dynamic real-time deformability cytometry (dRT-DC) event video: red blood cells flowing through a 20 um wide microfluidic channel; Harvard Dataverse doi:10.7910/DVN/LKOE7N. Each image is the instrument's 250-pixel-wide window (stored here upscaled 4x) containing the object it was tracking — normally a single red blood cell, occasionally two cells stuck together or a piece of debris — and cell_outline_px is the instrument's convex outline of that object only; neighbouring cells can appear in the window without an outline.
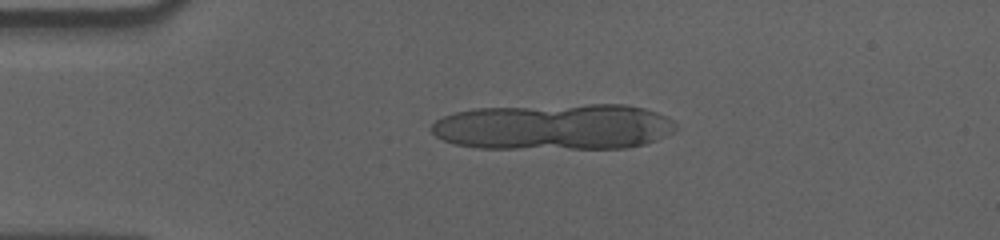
{"species": "human", "species_latin": "Homo sapiens", "temperature_condition": "cold", "stored_images_in_passage": 5, "camera_frame_rate_fps": 3000, "um_per_image_px": 0.085, "donor": {"sex": "male"}, "frame": {"image": 1, "passage_image": 1, "time_ms": 0.0, "image_size_px": [1000, 240], "cell_outline_px": [[676, 128], [672, 132], [656, 140], [644, 144], [628, 148], [476, 148], [456, 144], [444, 140], [436, 136], [432, 132], [432, 124], [436, 120], [444, 116], [456, 112], [476, 108], [588, 104], [624, 104], [644, 108], [668, 116], [676, 124]], "centroid_in_image_um": [47.12, 10.78], "position_along_channel_um": 37.9, "area_um2": 65.83}}